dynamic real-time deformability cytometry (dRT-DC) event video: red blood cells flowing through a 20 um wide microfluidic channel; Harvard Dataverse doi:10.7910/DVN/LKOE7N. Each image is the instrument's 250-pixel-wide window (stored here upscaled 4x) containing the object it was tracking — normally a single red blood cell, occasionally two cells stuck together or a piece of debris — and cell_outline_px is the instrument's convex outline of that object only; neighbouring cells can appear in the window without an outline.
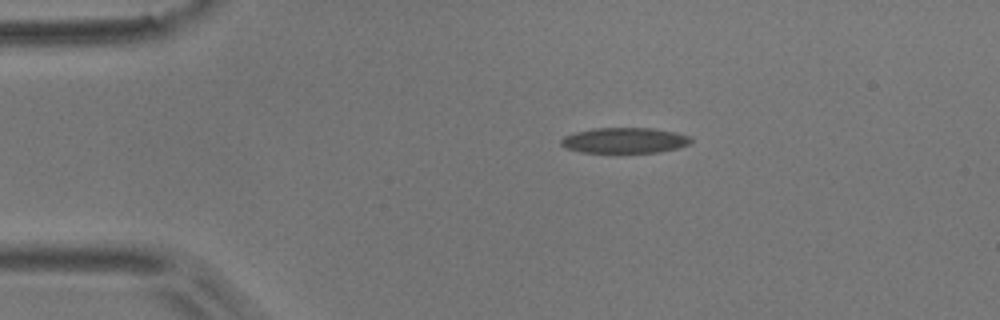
{"species": "common noctule bat (a hibernating species)", "species_latin": "Nyctalus noctula", "temperature_condition": "room temperature", "stored_images_in_passage": 46, "camera_frame_rate_fps": 3000, "um_per_image_px": 0.085, "animal": {"sex": "male", "body_mass_g": 17.9}, "frame": {"image": 1, "passage_image": 1, "time_ms": 0.0, "image_size_px": [1000, 320], "cell_outline_px": [[692, 140], [688, 144], [676, 148], [660, 152], [580, 152], [564, 148], [560, 144], [560, 140], [564, 136], [576, 132], [592, 128], [652, 128], [676, 132], [692, 136]], "centroid_in_image_um": [53.07, 11.93], "position_along_channel_um": 31.9, "area_um2": 19.36}}
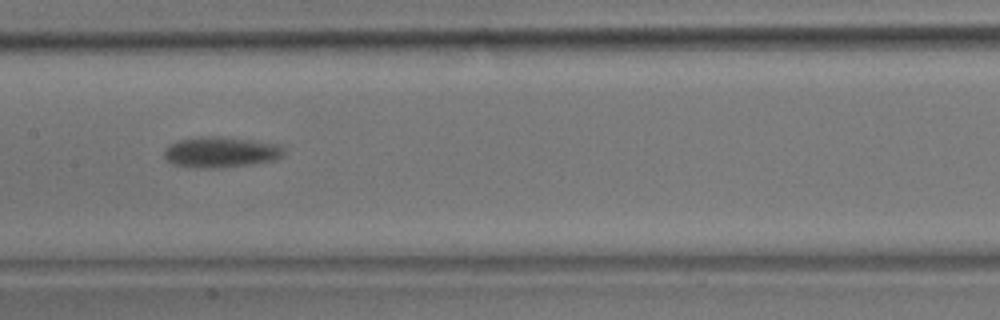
{"frame": {"image": 2, "passage_image": 18, "time_ms": 5.667, "image_size_px": [1000, 320], "cell_outline_px": [[284, 156], [276, 160], [252, 164], [220, 168], [192, 168], [172, 164], [164, 156], [164, 148], [168, 144], [180, 140], [204, 136], [220, 136], [252, 140], [280, 144], [284, 148]], "centroid_in_image_um": [18.78, 12.94], "position_along_channel_um": 188.6, "area_um2": 21.79}}
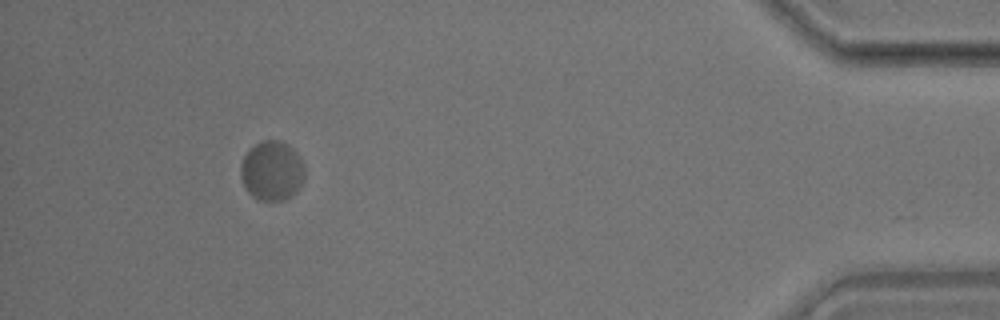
{"frame": {"image": 3, "passage_image": 42, "time_ms": 13.667, "image_size_px": [1000, 320], "cell_outline_px": [[304, 176], [300, 188], [292, 196], [284, 200], [256, 200], [244, 188], [240, 176], [240, 164], [248, 148], [260, 140], [280, 140], [288, 144], [300, 156], [304, 164]], "centroid_in_image_um": [23.1, 14.51], "position_along_channel_um": 412.1, "area_um2": 22.77}, "authors_computed_cell_mechanics": {"area_um2": 20.7791, "velocity_mm_per_s": 3.5634, "shape_relaxation_time_tau1_ms": 7.2822, "shape_relaxation_time_tau2_ms": null, "deformation_change_tau1": 0.1335, "deformation_change_tau2": null}}